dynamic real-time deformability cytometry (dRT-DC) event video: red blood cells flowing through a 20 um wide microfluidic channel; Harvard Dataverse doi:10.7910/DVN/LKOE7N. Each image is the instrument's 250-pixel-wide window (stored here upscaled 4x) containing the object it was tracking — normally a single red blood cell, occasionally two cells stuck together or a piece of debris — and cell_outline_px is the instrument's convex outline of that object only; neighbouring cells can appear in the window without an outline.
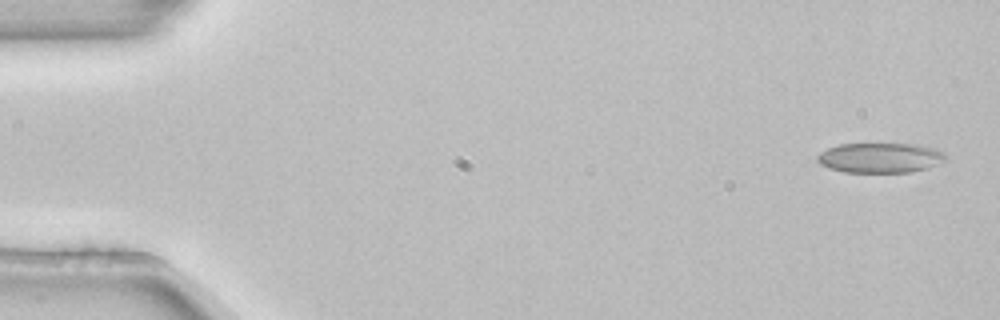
{"species": "common noctule bat (a hibernating species)", "species_latin": "Nyctalus noctula", "temperature_condition": "room temperature", "stored_images_in_passage": 4, "camera_frame_rate_fps": 3000, "um_per_image_px": 0.085, "animal": {"sex": "female", "body_mass_g": 22.7, "forearm_length_mm": 54.2}, "frame": {"image": 1, "passage_image": 1, "time_ms": 0.0, "image_size_px": [1000, 320], "cell_outline_px": [[948, 156], [944, 160], [928, 168], [912, 172], [844, 172], [828, 168], [820, 164], [816, 160], [816, 156], [820, 152], [828, 148], [840, 144], [920, 144], [936, 148], [944, 152]], "centroid_in_image_um": [74.82, 13.41], "position_along_channel_um": 10.2, "area_um2": 22.6}}
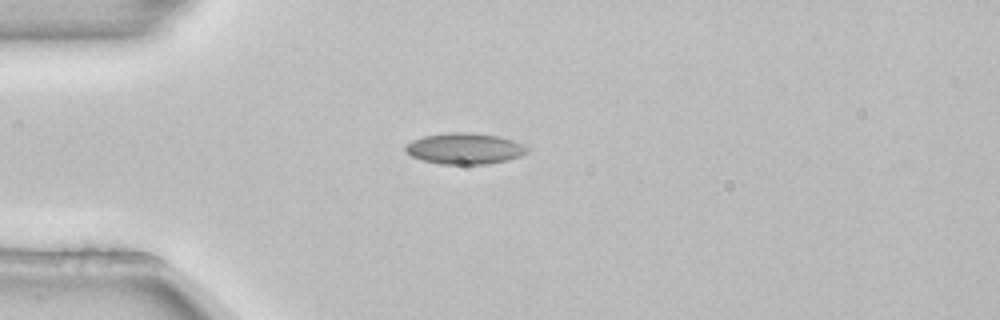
{"frame": {"image": 2, "passage_image": 4, "time_ms": 1.0, "image_size_px": [1000, 320], "cell_outline_px": [[528, 152], [520, 156], [508, 160], [484, 164], [440, 164], [420, 160], [404, 152], [404, 144], [412, 140], [424, 136], [448, 132], [472, 132], [496, 136], [512, 140], [524, 144], [528, 148]], "centroid_in_image_um": [39.45, 12.63], "position_along_channel_um": 45.5, "area_um2": 22.25}}